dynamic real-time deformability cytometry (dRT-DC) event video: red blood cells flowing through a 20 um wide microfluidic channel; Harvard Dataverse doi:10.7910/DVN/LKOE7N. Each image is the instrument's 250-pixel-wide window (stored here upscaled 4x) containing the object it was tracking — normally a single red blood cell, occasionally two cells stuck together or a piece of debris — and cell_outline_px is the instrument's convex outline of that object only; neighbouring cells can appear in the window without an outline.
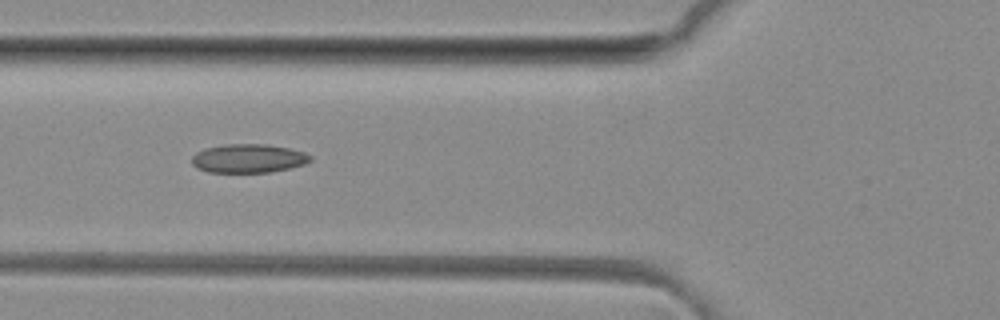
{"species": "common noctule bat (a hibernating species)", "species_latin": "Nyctalus noctula", "temperature_condition": "room temperature", "stored_images_in_passage": 42, "camera_frame_rate_fps": 3000, "um_per_image_px": 0.085, "animal": {"sex": "female", "body_mass_g": 29.2, "forearm_length_mm": 56.3}, "frame": {"image": 1, "passage_image": 12, "time_ms": 3.667, "image_size_px": [1000, 320], "cell_outline_px": [[312, 160], [304, 164], [288, 168], [268, 172], [208, 172], [196, 168], [192, 164], [192, 156], [196, 152], [204, 148], [224, 144], [264, 144], [288, 148], [304, 152], [312, 156]], "centroid_in_image_um": [21.08, 13.46], "position_along_channel_um": 104.7, "area_um2": 19.83}}
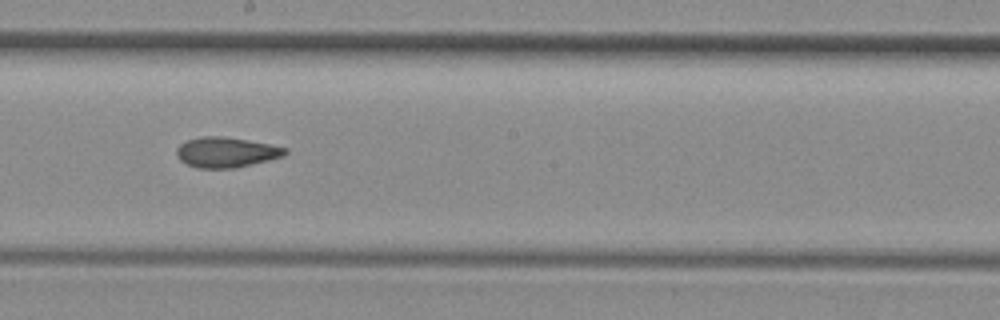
{"frame": {"image": 2, "passage_image": 21, "time_ms": 6.667, "image_size_px": [1000, 320], "cell_outline_px": [[288, 152], [284, 156], [236, 168], [196, 168], [180, 160], [176, 152], [176, 148], [180, 144], [188, 140], [200, 136], [224, 136], [268, 144], [288, 148]], "centroid_in_image_um": [19.22, 12.94], "position_along_channel_um": 229.0, "area_um2": 19.07}}
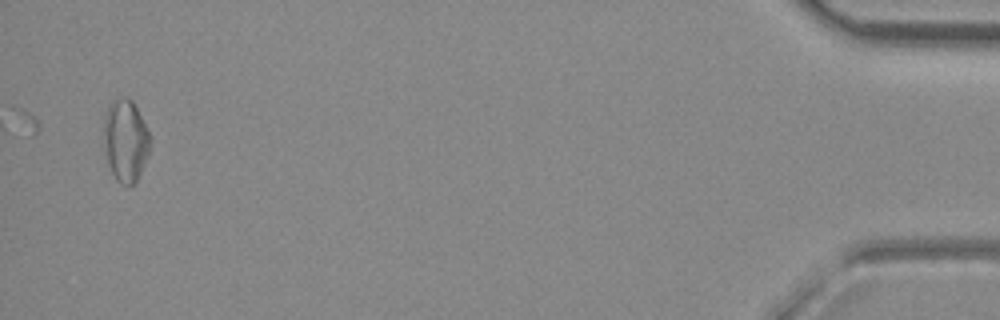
{"frame": {"image": 3, "passage_image": 42, "time_ms": 13.667, "image_size_px": [1000, 320], "cell_outline_px": [[148, 156], [136, 180], [128, 188], [120, 184], [116, 180], [108, 164], [104, 140], [104, 116], [112, 100], [124, 96], [128, 96], [132, 100], [148, 132]], "centroid_in_image_um": [10.64, 11.95], "position_along_channel_um": 424.6, "area_um2": 21.79}, "authors_computed_cell_mechanics": {"area_um2": 19.0162, "velocity_mm_per_s": 4.1437, "shape_relaxation_time_tau1_ms": null, "shape_relaxation_time_tau2_ms": 4.5745, "deformation_change_tau1": null, "deformation_change_tau2": 0.1323}}